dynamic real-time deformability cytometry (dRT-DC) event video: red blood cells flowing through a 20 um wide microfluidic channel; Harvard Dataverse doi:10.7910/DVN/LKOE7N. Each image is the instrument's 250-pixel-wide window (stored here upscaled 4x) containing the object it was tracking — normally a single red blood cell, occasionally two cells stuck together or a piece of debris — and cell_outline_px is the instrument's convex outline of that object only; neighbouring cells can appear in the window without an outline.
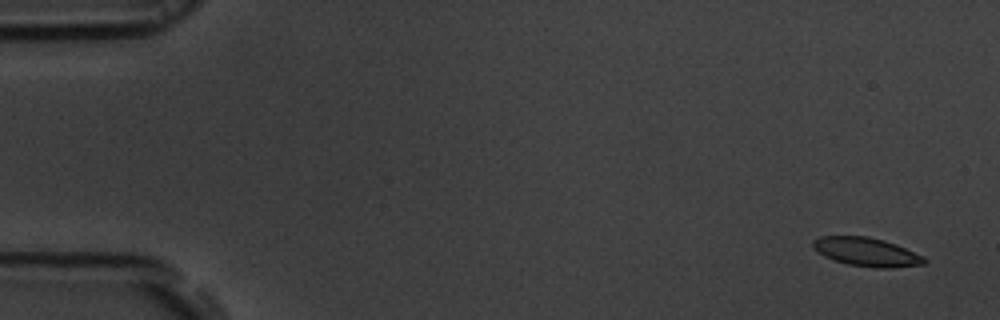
{"species": "common noctule bat (a hibernating species)", "species_latin": "Nyctalus noctula", "temperature_condition": "room temperature", "stored_images_in_passage": 54, "camera_frame_rate_fps": 3000, "um_per_image_px": 0.085, "animal": {"sex": "male", "body_mass_g": 19.5, "forearm_length_mm": 54.6}, "frame": {"image": 1, "passage_image": 1, "time_ms": 0.0, "image_size_px": [1000, 320], "cell_outline_px": [[928, 260], [924, 264], [892, 268], [872, 268], [848, 264], [824, 256], [812, 248], [812, 240], [820, 236], [868, 236], [884, 240], [896, 244], [924, 256]], "centroid_in_image_um": [73.66, 21.41], "position_along_channel_um": 11.3, "area_um2": 18.73}}
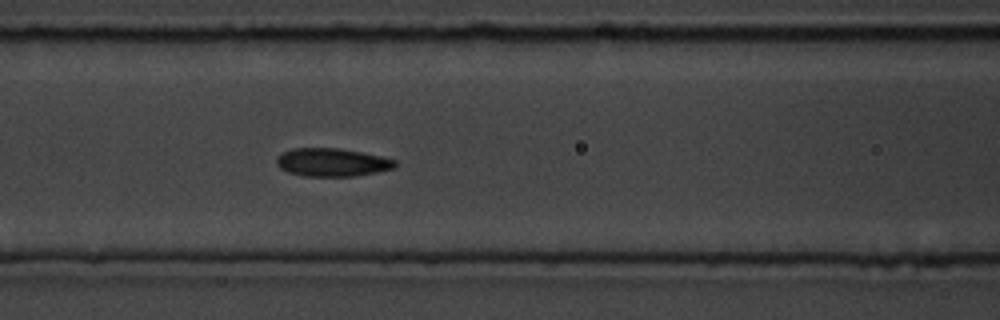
{"frame": {"image": 2, "passage_image": 22, "time_ms": 7.0, "image_size_px": [1000, 320], "cell_outline_px": [[396, 168], [376, 172], [352, 176], [304, 176], [288, 172], [280, 168], [276, 164], [276, 156], [292, 148], [340, 148], [380, 156], [396, 160]], "centroid_in_image_um": [28.2, 13.79], "position_along_channel_um": 138.4, "area_um2": 19.42}}
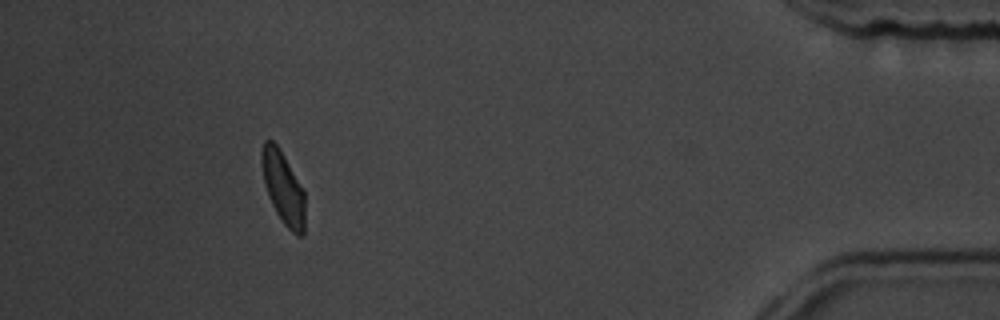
{"frame": {"image": 3, "passage_image": 49, "time_ms": 16.0, "image_size_px": [1000, 320], "cell_outline_px": [[304, 236], [300, 236], [292, 232], [284, 224], [276, 212], [268, 196], [264, 184], [260, 164], [260, 152], [264, 140], [272, 140], [280, 148], [304, 192]], "centroid_in_image_um": [24.03, 15.93], "position_along_channel_um": 411.2, "area_um2": 18.32}, "authors_computed_cell_mechanics": {"area_um2": 18.9873, "velocity_mm_per_s": 3.6942, "shape_relaxation_time_tau1_ms": 2.5666, "shape_relaxation_time_tau2_ms": 1.63, "deformation_change_tau1": 0.1086, "deformation_change_tau2": 0.0778}}